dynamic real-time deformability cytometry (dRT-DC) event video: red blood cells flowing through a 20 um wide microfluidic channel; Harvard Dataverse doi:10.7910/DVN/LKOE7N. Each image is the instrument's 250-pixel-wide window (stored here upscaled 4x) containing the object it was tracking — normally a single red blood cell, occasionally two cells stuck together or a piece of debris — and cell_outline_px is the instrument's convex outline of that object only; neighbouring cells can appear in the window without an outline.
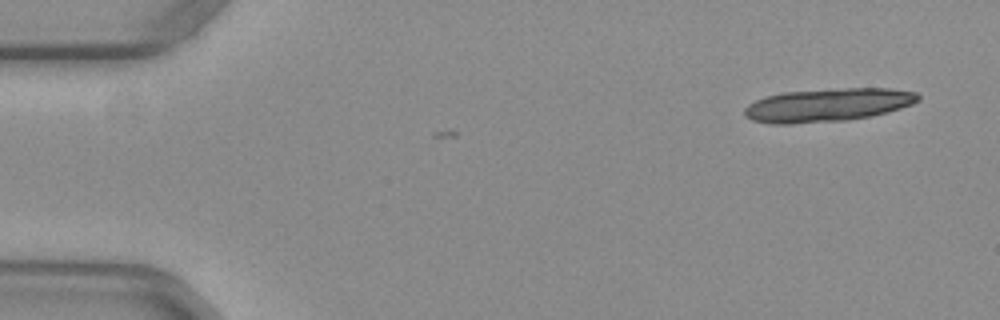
{"species": "common noctule bat (a hibernating species)", "species_latin": "Nyctalus noctula", "temperature_condition": "warm", "stored_images_in_passage": 4, "camera_frame_rate_fps": 3000, "um_per_image_px": 0.085, "animal": {"sex": "female", "body_mass_g": 29.2, "forearm_length_mm": 56.3}, "frame": {"image": 1, "passage_image": 4, "time_ms": 1.0, "image_size_px": [1000, 320], "cell_outline_px": [[920, 100], [912, 104], [888, 112], [872, 116], [848, 120], [792, 124], [772, 124], [752, 120], [744, 116], [744, 108], [748, 104], [764, 96], [784, 92], [848, 88], [892, 88], [916, 92], [920, 96]], "centroid_in_image_um": [70.35, 8.93], "position_along_channel_um": 14.6, "area_um2": 33.87}}